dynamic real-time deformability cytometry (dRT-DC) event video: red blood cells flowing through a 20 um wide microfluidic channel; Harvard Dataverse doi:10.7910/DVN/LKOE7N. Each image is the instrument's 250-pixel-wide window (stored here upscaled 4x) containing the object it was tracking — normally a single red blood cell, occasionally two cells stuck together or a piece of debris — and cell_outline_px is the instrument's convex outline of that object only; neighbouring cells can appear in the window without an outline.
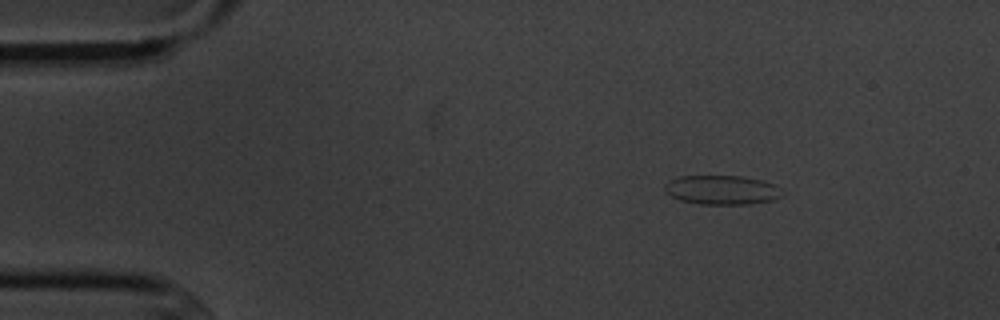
{"species": "common noctule bat (a hibernating species)", "species_latin": "Nyctalus noctula", "temperature_condition": "cold", "stored_images_in_passage": 4, "camera_frame_rate_fps": 3000, "um_per_image_px": 0.085, "animal": {"sex": "male", "body_mass_g": 20.1, "forearm_length_mm": 53.5}, "frame": {"image": 1, "passage_image": 1, "time_ms": 0.0, "image_size_px": [1000, 320], "cell_outline_px": [[784, 196], [772, 200], [752, 204], [700, 204], [680, 200], [664, 192], [664, 184], [668, 180], [680, 176], [744, 176], [764, 180], [776, 184], [784, 188]], "centroid_in_image_um": [61.43, 16.14], "position_along_channel_um": 23.6, "area_um2": 20.52}}
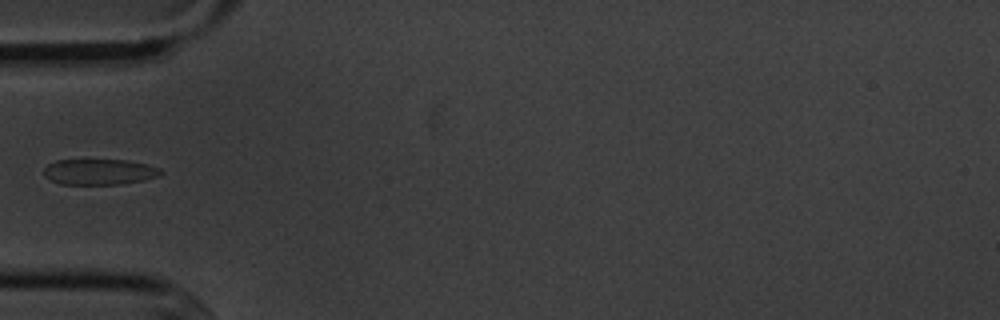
{"frame": {"image": 2, "passage_image": 4, "time_ms": 3.333, "image_size_px": [1000, 320], "cell_outline_px": [[164, 172], [160, 176], [144, 180], [120, 184], [60, 184], [48, 180], [44, 176], [44, 168], [48, 164], [56, 160], [128, 160], [148, 164], [160, 168]], "centroid_in_image_um": [8.45, 14.61], "position_along_channel_um": 76.5, "area_um2": 17.74}}